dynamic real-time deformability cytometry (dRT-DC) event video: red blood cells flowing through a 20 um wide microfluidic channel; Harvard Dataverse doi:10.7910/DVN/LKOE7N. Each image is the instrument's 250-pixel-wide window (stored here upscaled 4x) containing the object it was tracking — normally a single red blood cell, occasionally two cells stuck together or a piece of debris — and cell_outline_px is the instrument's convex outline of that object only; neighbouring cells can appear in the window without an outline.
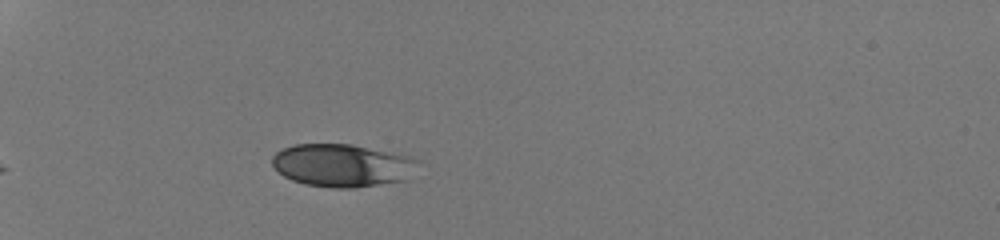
{"species": "human", "species_latin": "Homo sapiens", "temperature_condition": "room temperature", "stored_images_in_passage": 31, "camera_frame_rate_fps": 3000, "um_per_image_px": 0.085, "donor": {"sex": "male"}, "frame": {"image": 1, "passage_image": 1, "time_ms": 0.0, "image_size_px": [1000, 240], "cell_outline_px": [[420, 160], [408, 180], [356, 188], [332, 188], [304, 184], [292, 180], [284, 176], [272, 164], [272, 156], [276, 152], [292, 144], [352, 144], [412, 156]], "centroid_in_image_um": [29.13, 14.06], "position_along_channel_um": 55.9, "area_um2": 36.76}}
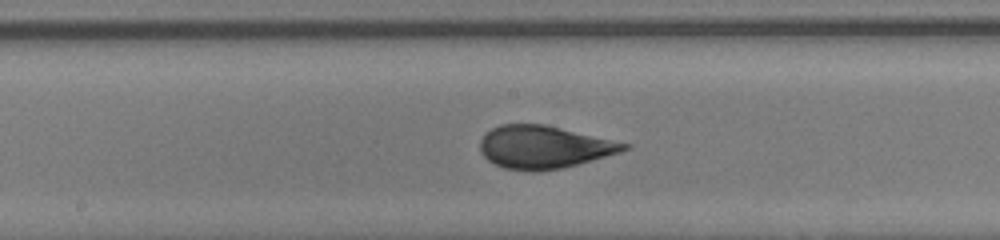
{"frame": {"image": 2, "passage_image": 14, "time_ms": 4.333, "image_size_px": [1000, 240], "cell_outline_px": [[632, 148], [620, 152], [576, 164], [560, 168], [532, 172], [504, 168], [488, 160], [480, 152], [480, 140], [492, 128], [500, 124], [544, 124], [632, 144]], "centroid_in_image_um": [46.24, 12.5], "position_along_channel_um": 202.0, "area_um2": 35.66}}
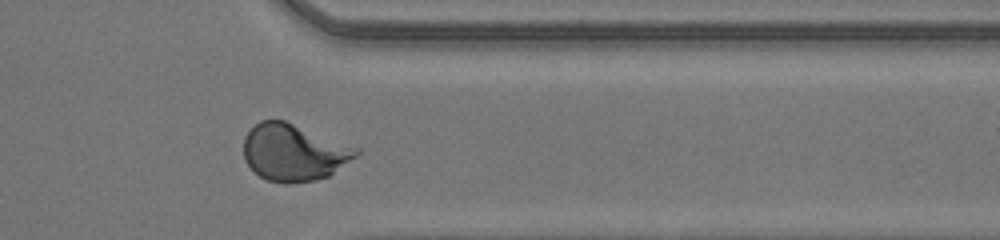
{"frame": {"image": 3, "passage_image": 27, "time_ms": 8.667, "image_size_px": [1000, 240], "cell_outline_px": [[360, 152], [356, 156], [328, 176], [316, 180], [284, 184], [268, 180], [260, 176], [244, 160], [244, 136], [260, 120], [284, 120], [360, 148]], "centroid_in_image_um": [24.97, 12.95], "position_along_channel_um": 386.4, "area_um2": 37.11}, "authors_computed_cell_mechanics": {"area_um2": 36.2984, "velocity_mm_per_s": 4.2507, "shape_relaxation_time_tau1_ms": 6.7038, "shape_relaxation_time_tau2_ms": null, "deformation_change_tau1": 0.22, "deformation_change_tau2": null}}